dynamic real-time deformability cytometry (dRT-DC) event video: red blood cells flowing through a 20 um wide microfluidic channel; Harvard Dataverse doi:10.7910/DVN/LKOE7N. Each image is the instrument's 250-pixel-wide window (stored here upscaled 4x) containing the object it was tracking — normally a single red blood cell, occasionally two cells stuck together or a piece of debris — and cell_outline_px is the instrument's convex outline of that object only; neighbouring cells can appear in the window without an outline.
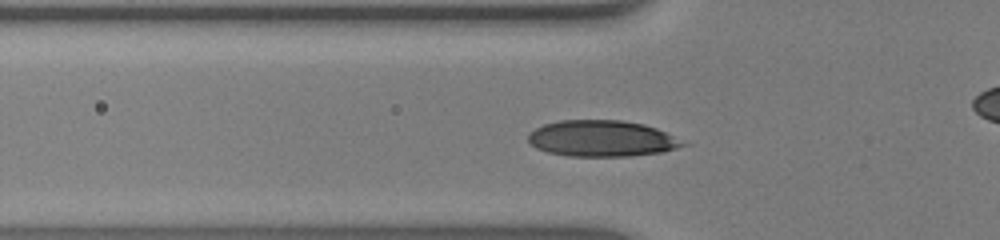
{"species": "human", "species_latin": "Homo sapiens", "temperature_condition": "warm", "stored_images_in_passage": 40, "camera_frame_rate_fps": 3000, "um_per_image_px": 0.085, "donor": {"sex": "male"}, "frame": {"image": 1, "passage_image": 11, "time_ms": 3.333, "image_size_px": [1000, 240], "cell_outline_px": [[692, 144], [660, 152], [632, 156], [568, 156], [548, 152], [536, 148], [528, 140], [528, 132], [544, 124], [560, 120], [620, 120], [644, 124], [656, 128]], "centroid_in_image_um": [51.17, 11.77], "position_along_channel_um": 74.6, "area_um2": 32.71}}
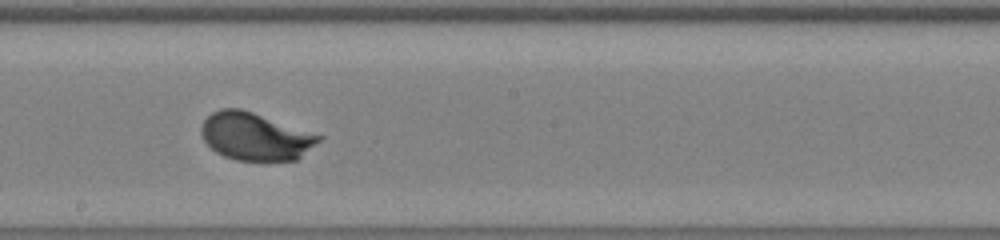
{"frame": {"image": 2, "passage_image": 23, "time_ms": 7.333, "image_size_px": [1000, 240], "cell_outline_px": [[324, 136], [320, 140], [296, 160], [236, 160], [224, 156], [216, 152], [204, 140], [200, 132], [200, 128], [204, 120], [212, 112], [220, 108], [240, 108]], "centroid_in_image_um": [21.67, 11.59], "position_along_channel_um": 226.5, "area_um2": 32.25}}
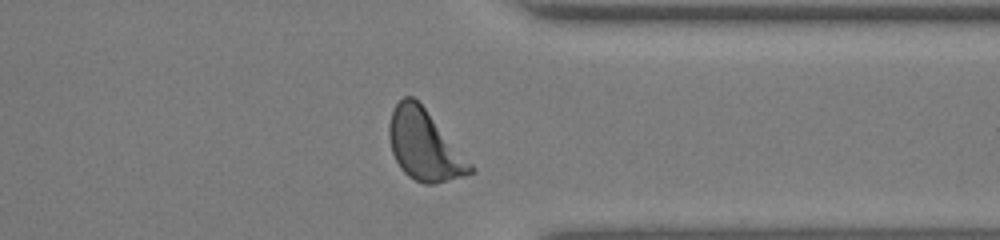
{"frame": {"image": 3, "passage_image": 35, "time_ms": 11.333, "image_size_px": [1000, 240], "cell_outline_px": [[476, 172], [464, 176], [436, 184], [424, 184], [408, 176], [400, 168], [392, 152], [388, 136], [388, 124], [392, 108], [404, 96], [412, 96], [424, 108], [476, 168]], "centroid_in_image_um": [36.06, 12.37], "position_along_channel_um": 375.3, "area_um2": 33.18}, "authors_computed_cell_mechanics": {"area_um2": 31.9923, "velocity_mm_per_s": 3.7935, "shape_relaxation_time_tau1_ms": 1.9704, "shape_relaxation_time_tau2_ms": null, "deformation_change_tau1": 0.1486, "deformation_change_tau2": null}}